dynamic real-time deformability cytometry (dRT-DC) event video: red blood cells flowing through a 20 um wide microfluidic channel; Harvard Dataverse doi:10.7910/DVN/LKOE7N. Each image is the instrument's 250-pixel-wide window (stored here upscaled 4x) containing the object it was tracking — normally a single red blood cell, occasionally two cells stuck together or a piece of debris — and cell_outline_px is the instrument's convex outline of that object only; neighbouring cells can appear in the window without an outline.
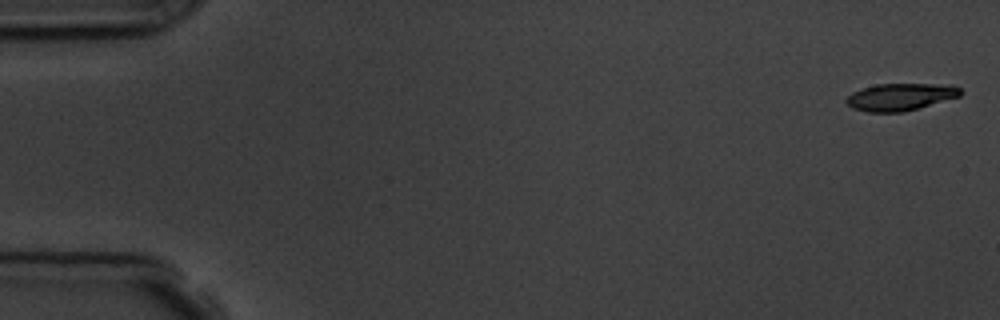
{"species": "common noctule bat (a hibernating species)", "species_latin": "Nyctalus noctula", "temperature_condition": "room temperature", "stored_images_in_passage": 9, "camera_frame_rate_fps": 3000, "um_per_image_px": 0.085, "animal": {"sex": "male", "body_mass_g": 19.5, "forearm_length_mm": 54.6}, "frame": {"image": 1, "passage_image": 1, "time_ms": 0.0, "image_size_px": [1000, 320], "cell_outline_px": [[964, 92], [960, 96], [904, 112], [868, 112], [852, 108], [844, 100], [852, 92], [876, 84], [952, 84], [960, 88]], "centroid_in_image_um": [76.56, 8.23], "position_along_channel_um": 8.4, "area_um2": 18.15}}